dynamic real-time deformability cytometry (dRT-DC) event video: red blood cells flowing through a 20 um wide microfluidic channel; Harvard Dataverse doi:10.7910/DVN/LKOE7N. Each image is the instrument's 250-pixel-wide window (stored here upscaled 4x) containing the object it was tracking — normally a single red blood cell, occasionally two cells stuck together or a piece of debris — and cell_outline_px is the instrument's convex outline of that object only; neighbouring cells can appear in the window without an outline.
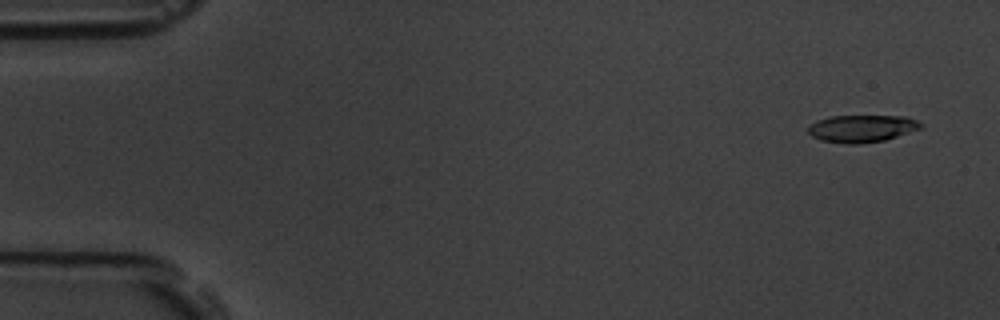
{"species": "common noctule bat (a hibernating species)", "species_latin": "Nyctalus noctula", "temperature_condition": "room temperature", "stored_images_in_passage": 5, "camera_frame_rate_fps": 3000, "um_per_image_px": 0.085, "animal": {"sex": "male", "body_mass_g": 19.5, "forearm_length_mm": 54.6}, "frame": {"image": 1, "passage_image": 1, "time_ms": 0.0, "image_size_px": [1000, 320], "cell_outline_px": [[924, 128], [884, 140], [860, 144], [848, 144], [820, 140], [812, 136], [808, 132], [808, 128], [816, 120], [832, 116], [904, 116], [916, 120], [924, 124]], "centroid_in_image_um": [73.29, 10.92], "position_along_channel_um": 11.7, "area_um2": 17.98}}
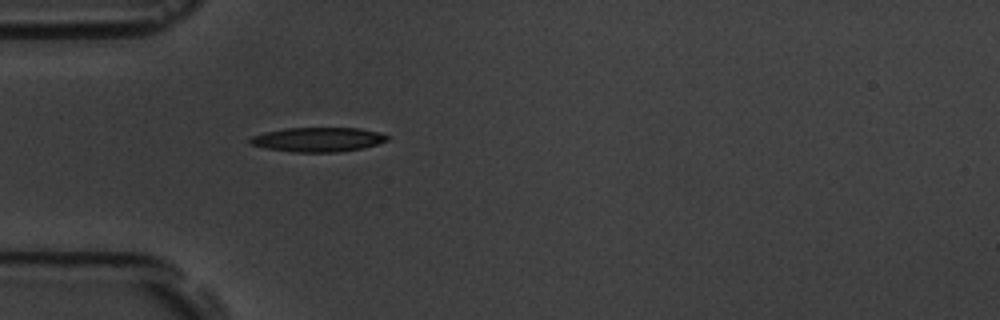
{"frame": {"image": 2, "passage_image": 5, "time_ms": 4.667, "image_size_px": [1000, 320], "cell_outline_px": [[392, 136], [388, 140], [364, 148], [336, 152], [296, 152], [264, 148], [248, 144], [248, 140], [252, 136], [264, 132], [288, 128], [360, 128], [380, 132]], "centroid_in_image_um": [27.04, 11.86], "position_along_channel_um": 58.0, "area_um2": 19.65}}